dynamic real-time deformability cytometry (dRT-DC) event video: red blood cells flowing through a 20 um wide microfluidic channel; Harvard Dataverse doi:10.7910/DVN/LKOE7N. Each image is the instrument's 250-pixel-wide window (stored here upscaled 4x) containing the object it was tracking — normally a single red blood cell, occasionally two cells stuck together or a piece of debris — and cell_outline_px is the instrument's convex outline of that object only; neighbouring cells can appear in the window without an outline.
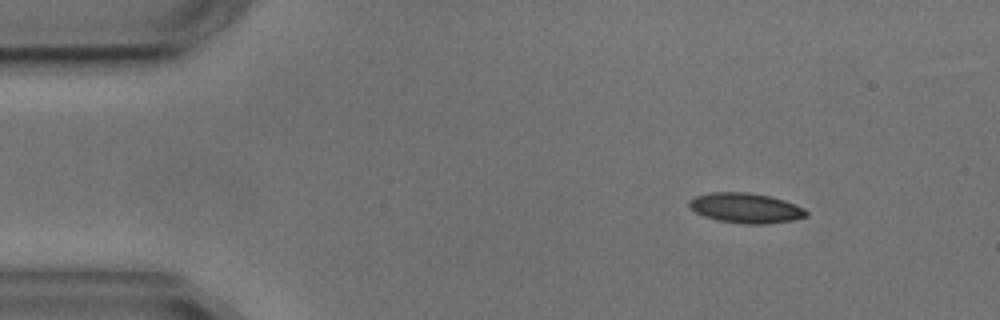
{"species": "common noctule bat (a hibernating species)", "species_latin": "Nyctalus noctula", "temperature_condition": "cold", "stored_images_in_passage": 3, "camera_frame_rate_fps": 3000, "um_per_image_px": 0.085, "animal": {"sex": "male", "body_mass_g": 17.9, "forearm_length_mm": 54.2}, "frame": {"image": 1, "passage_image": 1, "time_ms": 0.0, "image_size_px": [1000, 320], "cell_outline_px": [[808, 216], [792, 220], [768, 224], [744, 224], [716, 220], [704, 216], [696, 212], [688, 204], [688, 200], [696, 196], [712, 192], [748, 192], [772, 196], [784, 200], [804, 208], [808, 212]], "centroid_in_image_um": [63.4, 17.68], "position_along_channel_um": 21.6, "area_um2": 20.58}}
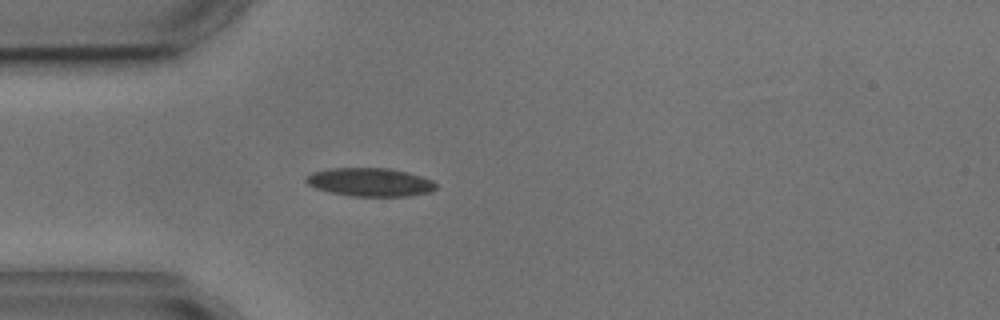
{"frame": {"image": 2, "passage_image": 3, "time_ms": 2.667, "image_size_px": [1000, 320], "cell_outline_px": [[436, 188], [428, 192], [408, 196], [352, 196], [332, 192], [316, 188], [308, 184], [304, 180], [312, 172], [328, 168], [388, 168], [408, 172], [432, 180], [436, 184]], "centroid_in_image_um": [31.44, 15.47], "position_along_channel_um": 53.6, "area_um2": 21.33}}